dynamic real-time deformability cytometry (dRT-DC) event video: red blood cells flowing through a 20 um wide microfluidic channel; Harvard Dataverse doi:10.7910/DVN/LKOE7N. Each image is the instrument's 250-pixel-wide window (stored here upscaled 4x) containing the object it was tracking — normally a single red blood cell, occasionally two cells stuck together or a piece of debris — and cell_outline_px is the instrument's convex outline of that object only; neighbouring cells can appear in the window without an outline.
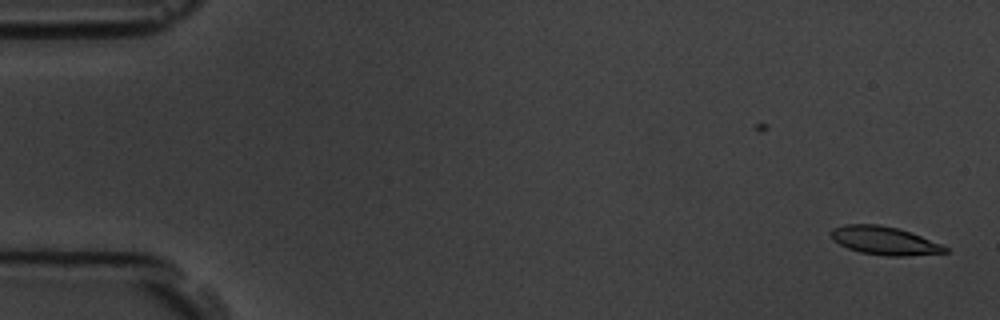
{"species": "common noctule bat (a hibernating species)", "species_latin": "Nyctalus noctula", "temperature_condition": "room temperature", "stored_images_in_passage": 2, "camera_frame_rate_fps": 3000, "um_per_image_px": 0.085, "animal": {"sex": "male", "body_mass_g": 19.5, "forearm_length_mm": 54.6}, "frame": {"image": 1, "passage_image": 2, "time_ms": 1.333, "image_size_px": [1000, 320], "cell_outline_px": [[948, 252], [904, 256], [884, 256], [860, 252], [848, 248], [832, 240], [832, 228], [844, 224], [880, 224], [896, 228], [920, 236], [940, 244], [948, 248]], "centroid_in_image_um": [75.14, 20.45], "position_along_channel_um": 9.9, "area_um2": 18.55}}